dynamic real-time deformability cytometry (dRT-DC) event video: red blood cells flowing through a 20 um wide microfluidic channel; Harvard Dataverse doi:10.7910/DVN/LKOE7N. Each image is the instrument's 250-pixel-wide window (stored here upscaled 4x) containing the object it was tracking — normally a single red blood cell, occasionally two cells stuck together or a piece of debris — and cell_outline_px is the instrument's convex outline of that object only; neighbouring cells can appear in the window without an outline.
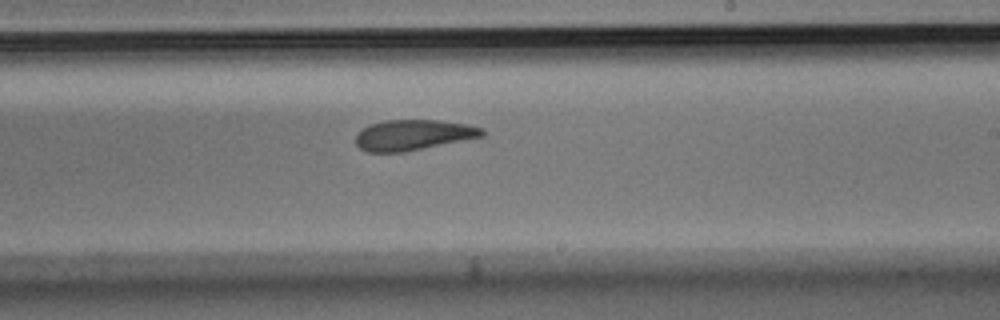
{"species": "Egyptian fruit bat (a non-hibernating species)", "species_latin": "Rousettus aegyptiacus", "temperature_condition": "room temperature", "stored_images_in_passage": 10, "camera_frame_rate_fps": 3000, "um_per_image_px": 0.085, "animal": {"sex": "male"}, "frame": {"image": 1, "passage_image": 10, "time_ms": 3.0, "image_size_px": [1000, 320], "cell_outline_px": [[484, 136], [404, 152], [368, 152], [360, 148], [356, 144], [356, 136], [368, 124], [384, 120], [436, 120], [468, 124], [484, 128]], "centroid_in_image_um": [35.13, 11.46], "position_along_channel_um": 253.9, "area_um2": 22.43}}